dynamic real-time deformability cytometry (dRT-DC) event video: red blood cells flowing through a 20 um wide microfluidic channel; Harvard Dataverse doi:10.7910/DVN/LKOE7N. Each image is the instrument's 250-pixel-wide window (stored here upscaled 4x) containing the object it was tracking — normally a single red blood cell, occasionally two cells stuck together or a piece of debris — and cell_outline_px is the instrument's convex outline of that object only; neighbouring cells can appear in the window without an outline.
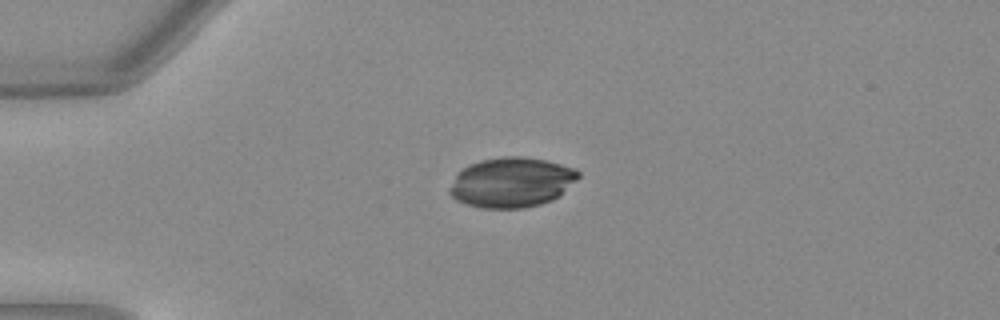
{"species": "Egyptian fruit bat (a non-hibernating species)", "species_latin": "Rousettus aegyptiacus", "temperature_condition": "warm", "stored_images_in_passage": 39, "camera_frame_rate_fps": 3000, "um_per_image_px": 0.085, "animal": {"sex": "female"}, "frame": {"image": 1, "passage_image": 1, "time_ms": 0.0, "image_size_px": [1000, 320], "cell_outline_px": [[580, 176], [576, 180], [552, 200], [540, 204], [524, 208], [484, 208], [468, 204], [456, 200], [448, 192], [448, 188], [456, 176], [468, 164], [480, 160], [504, 156], [524, 156], [544, 160], [576, 168], [580, 172]], "centroid_in_image_um": [43.47, 15.49], "position_along_channel_um": 41.5, "area_um2": 37.28}}
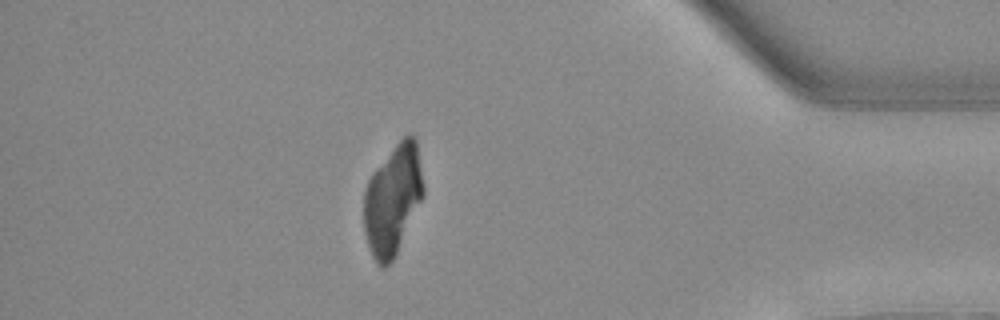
{"frame": {"image": 2, "passage_image": 33, "time_ms": 10.667, "image_size_px": [1000, 320], "cell_outline_px": [[424, 192], [396, 252], [392, 260], [384, 268], [380, 268], [376, 264], [372, 256], [364, 232], [364, 192], [368, 180], [372, 172], [396, 144], [408, 132], [412, 132], [416, 140], [424, 188]], "centroid_in_image_um": [33.35, 16.95], "position_along_channel_um": 401.8, "area_um2": 37.57}}